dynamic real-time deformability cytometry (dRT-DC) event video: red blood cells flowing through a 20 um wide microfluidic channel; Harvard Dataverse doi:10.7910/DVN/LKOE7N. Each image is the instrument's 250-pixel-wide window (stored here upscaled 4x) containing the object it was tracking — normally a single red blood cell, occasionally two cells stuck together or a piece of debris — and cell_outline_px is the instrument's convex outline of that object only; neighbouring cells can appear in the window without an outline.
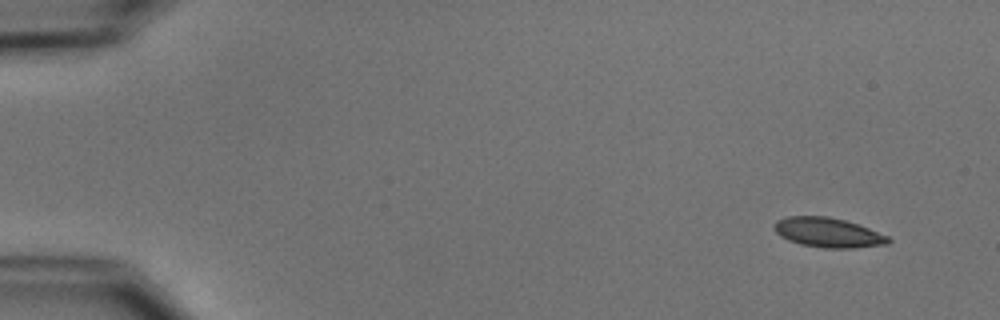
{"species": "common noctule bat (a hibernating species)", "species_latin": "Nyctalus noctula", "temperature_condition": "cold", "stored_images_in_passage": 51, "camera_frame_rate_fps": 3000, "um_per_image_px": 0.085, "animal": {"sex": "male", "body_mass_g": 15.6}, "frame": {"image": 1, "passage_image": 1, "time_ms": 0.0, "image_size_px": [1000, 320], "cell_outline_px": [[892, 240], [888, 244], [856, 248], [824, 248], [800, 244], [788, 240], [780, 236], [772, 228], [772, 224], [776, 220], [788, 216], [828, 216], [844, 220], [868, 228], [888, 236]], "centroid_in_image_um": [70.35, 19.77], "position_along_channel_um": 14.7, "area_um2": 19.83}}
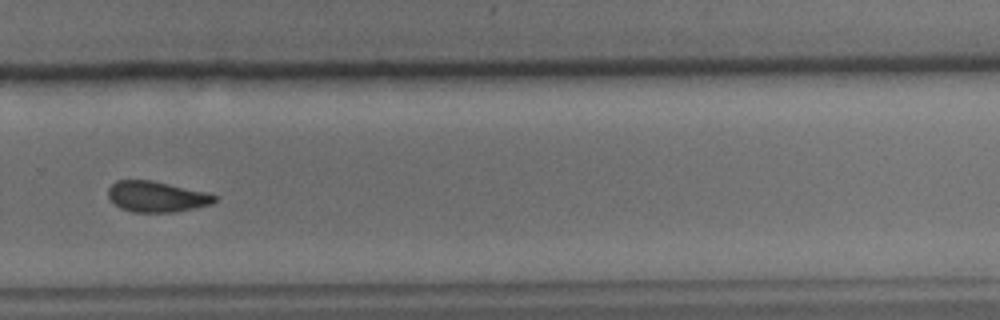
{"frame": {"image": 2, "passage_image": 35, "time_ms": 11.333, "image_size_px": [1000, 320], "cell_outline_px": [[216, 200], [212, 204], [172, 212], [132, 212], [120, 208], [108, 196], [108, 188], [116, 180], [152, 180], [208, 192], [216, 196]], "centroid_in_image_um": [13.31, 16.7], "position_along_channel_um": 316.5, "area_um2": 19.02}}
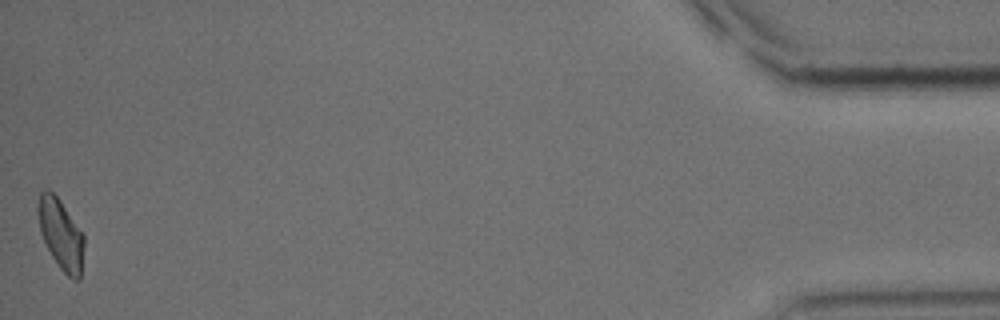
{"frame": {"image": 3, "passage_image": 51, "time_ms": 16.667, "image_size_px": [1000, 320], "cell_outline_px": [[84, 244], [80, 280], [72, 280], [60, 268], [52, 256], [40, 232], [36, 212], [36, 208], [40, 192], [44, 188], [48, 188], [60, 200], [84, 232]], "centroid_in_image_um": [5.17, 19.87], "position_along_channel_um": 430.0, "area_um2": 19.25}, "authors_computed_cell_mechanics": {"area_um2": 19.7098, "velocity_mm_per_s": 3.7493, "shape_relaxation_time_tau1_ms": 3.7453, "shape_relaxation_time_tau2_ms": 3.3032, "deformation_change_tau1": 0.1246, "deformation_change_tau2": 0.0978}}